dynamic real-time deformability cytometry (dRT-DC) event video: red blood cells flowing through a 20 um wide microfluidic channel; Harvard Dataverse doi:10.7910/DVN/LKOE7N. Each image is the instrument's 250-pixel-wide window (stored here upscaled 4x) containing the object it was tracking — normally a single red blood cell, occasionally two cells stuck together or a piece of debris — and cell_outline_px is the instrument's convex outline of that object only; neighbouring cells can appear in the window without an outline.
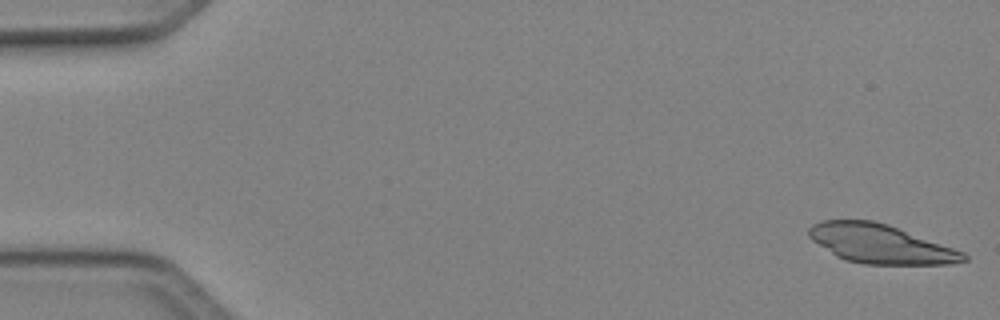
{"species": "Egyptian fruit bat (a non-hibernating species)", "species_latin": "Rousettus aegyptiacus", "temperature_condition": "cold", "stored_images_in_passage": 7, "camera_frame_rate_fps": 3000, "um_per_image_px": 0.085, "animal": {"sex": "female"}, "frame": {"image": 1, "passage_image": 1, "time_ms": 0.0, "image_size_px": [1000, 320], "cell_outline_px": [[968, 260], [948, 264], [864, 264], [844, 260], [836, 256], [812, 240], [808, 236], [808, 228], [812, 224], [820, 220], [872, 220], [888, 224], [964, 252], [968, 256]], "centroid_in_image_um": [74.8, 20.72], "position_along_channel_um": 10.2, "area_um2": 35.03}}